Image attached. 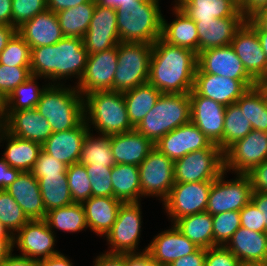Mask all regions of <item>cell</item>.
I'll return each mask as SVG.
<instances>
[{
    "instance_id": "obj_9",
    "label": "cell",
    "mask_w": 267,
    "mask_h": 266,
    "mask_svg": "<svg viewBox=\"0 0 267 266\" xmlns=\"http://www.w3.org/2000/svg\"><path fill=\"white\" fill-rule=\"evenodd\" d=\"M223 171L213 180L206 212L211 215L227 211H240L251 201L252 185L247 174H236L235 179L225 181Z\"/></svg>"
},
{
    "instance_id": "obj_4",
    "label": "cell",
    "mask_w": 267,
    "mask_h": 266,
    "mask_svg": "<svg viewBox=\"0 0 267 266\" xmlns=\"http://www.w3.org/2000/svg\"><path fill=\"white\" fill-rule=\"evenodd\" d=\"M49 84L42 92L37 111L47 119L53 132L75 128L84 119V99L76 86Z\"/></svg>"
},
{
    "instance_id": "obj_73",
    "label": "cell",
    "mask_w": 267,
    "mask_h": 266,
    "mask_svg": "<svg viewBox=\"0 0 267 266\" xmlns=\"http://www.w3.org/2000/svg\"><path fill=\"white\" fill-rule=\"evenodd\" d=\"M231 1H233L239 7V10H240V8H241V1L242 0H231Z\"/></svg>"
},
{
    "instance_id": "obj_31",
    "label": "cell",
    "mask_w": 267,
    "mask_h": 266,
    "mask_svg": "<svg viewBox=\"0 0 267 266\" xmlns=\"http://www.w3.org/2000/svg\"><path fill=\"white\" fill-rule=\"evenodd\" d=\"M174 5L172 11L176 18L168 23L162 17L161 39L172 46L185 47L198 54L199 37L196 23L176 4Z\"/></svg>"
},
{
    "instance_id": "obj_28",
    "label": "cell",
    "mask_w": 267,
    "mask_h": 266,
    "mask_svg": "<svg viewBox=\"0 0 267 266\" xmlns=\"http://www.w3.org/2000/svg\"><path fill=\"white\" fill-rule=\"evenodd\" d=\"M245 21L244 17H224L195 22L199 37V52L230 45L235 32Z\"/></svg>"
},
{
    "instance_id": "obj_27",
    "label": "cell",
    "mask_w": 267,
    "mask_h": 266,
    "mask_svg": "<svg viewBox=\"0 0 267 266\" xmlns=\"http://www.w3.org/2000/svg\"><path fill=\"white\" fill-rule=\"evenodd\" d=\"M115 164L139 166L155 147V144L137 130L110 136Z\"/></svg>"
},
{
    "instance_id": "obj_35",
    "label": "cell",
    "mask_w": 267,
    "mask_h": 266,
    "mask_svg": "<svg viewBox=\"0 0 267 266\" xmlns=\"http://www.w3.org/2000/svg\"><path fill=\"white\" fill-rule=\"evenodd\" d=\"M196 246L214 247L212 215L208 212L187 215L173 223Z\"/></svg>"
},
{
    "instance_id": "obj_34",
    "label": "cell",
    "mask_w": 267,
    "mask_h": 266,
    "mask_svg": "<svg viewBox=\"0 0 267 266\" xmlns=\"http://www.w3.org/2000/svg\"><path fill=\"white\" fill-rule=\"evenodd\" d=\"M113 197L123 203L141 202L140 176L137 165L115 164L111 171Z\"/></svg>"
},
{
    "instance_id": "obj_52",
    "label": "cell",
    "mask_w": 267,
    "mask_h": 266,
    "mask_svg": "<svg viewBox=\"0 0 267 266\" xmlns=\"http://www.w3.org/2000/svg\"><path fill=\"white\" fill-rule=\"evenodd\" d=\"M205 266H242V264L225 246H215L206 249Z\"/></svg>"
},
{
    "instance_id": "obj_69",
    "label": "cell",
    "mask_w": 267,
    "mask_h": 266,
    "mask_svg": "<svg viewBox=\"0 0 267 266\" xmlns=\"http://www.w3.org/2000/svg\"><path fill=\"white\" fill-rule=\"evenodd\" d=\"M251 19L261 28L267 31V8L258 11Z\"/></svg>"
},
{
    "instance_id": "obj_5",
    "label": "cell",
    "mask_w": 267,
    "mask_h": 266,
    "mask_svg": "<svg viewBox=\"0 0 267 266\" xmlns=\"http://www.w3.org/2000/svg\"><path fill=\"white\" fill-rule=\"evenodd\" d=\"M159 0L121 5L116 9L120 42L154 44L162 34Z\"/></svg>"
},
{
    "instance_id": "obj_36",
    "label": "cell",
    "mask_w": 267,
    "mask_h": 266,
    "mask_svg": "<svg viewBox=\"0 0 267 266\" xmlns=\"http://www.w3.org/2000/svg\"><path fill=\"white\" fill-rule=\"evenodd\" d=\"M161 94L162 93L149 82L123 93L128 118L134 128L154 107Z\"/></svg>"
},
{
    "instance_id": "obj_12",
    "label": "cell",
    "mask_w": 267,
    "mask_h": 266,
    "mask_svg": "<svg viewBox=\"0 0 267 266\" xmlns=\"http://www.w3.org/2000/svg\"><path fill=\"white\" fill-rule=\"evenodd\" d=\"M212 182L174 183L163 201L172 224L184 216L206 212Z\"/></svg>"
},
{
    "instance_id": "obj_15",
    "label": "cell",
    "mask_w": 267,
    "mask_h": 266,
    "mask_svg": "<svg viewBox=\"0 0 267 266\" xmlns=\"http://www.w3.org/2000/svg\"><path fill=\"white\" fill-rule=\"evenodd\" d=\"M55 235L45 220H29L13 235V244L21 256L39 261L60 253L54 249Z\"/></svg>"
},
{
    "instance_id": "obj_29",
    "label": "cell",
    "mask_w": 267,
    "mask_h": 266,
    "mask_svg": "<svg viewBox=\"0 0 267 266\" xmlns=\"http://www.w3.org/2000/svg\"><path fill=\"white\" fill-rule=\"evenodd\" d=\"M122 203L113 196H91L82 202L89 230L104 237L115 223Z\"/></svg>"
},
{
    "instance_id": "obj_70",
    "label": "cell",
    "mask_w": 267,
    "mask_h": 266,
    "mask_svg": "<svg viewBox=\"0 0 267 266\" xmlns=\"http://www.w3.org/2000/svg\"><path fill=\"white\" fill-rule=\"evenodd\" d=\"M6 120V101L5 98L0 94V129L3 128Z\"/></svg>"
},
{
    "instance_id": "obj_53",
    "label": "cell",
    "mask_w": 267,
    "mask_h": 266,
    "mask_svg": "<svg viewBox=\"0 0 267 266\" xmlns=\"http://www.w3.org/2000/svg\"><path fill=\"white\" fill-rule=\"evenodd\" d=\"M240 225L256 232H266L262 212L250 201L240 210Z\"/></svg>"
},
{
    "instance_id": "obj_58",
    "label": "cell",
    "mask_w": 267,
    "mask_h": 266,
    "mask_svg": "<svg viewBox=\"0 0 267 266\" xmlns=\"http://www.w3.org/2000/svg\"><path fill=\"white\" fill-rule=\"evenodd\" d=\"M93 263H94L93 266H126L125 253L123 254L102 253L96 257Z\"/></svg>"
},
{
    "instance_id": "obj_50",
    "label": "cell",
    "mask_w": 267,
    "mask_h": 266,
    "mask_svg": "<svg viewBox=\"0 0 267 266\" xmlns=\"http://www.w3.org/2000/svg\"><path fill=\"white\" fill-rule=\"evenodd\" d=\"M30 75V67H10L0 64V94L6 99Z\"/></svg>"
},
{
    "instance_id": "obj_26",
    "label": "cell",
    "mask_w": 267,
    "mask_h": 266,
    "mask_svg": "<svg viewBox=\"0 0 267 266\" xmlns=\"http://www.w3.org/2000/svg\"><path fill=\"white\" fill-rule=\"evenodd\" d=\"M6 191L21 206L29 220H44L46 210L41 196L39 182L30 172H21Z\"/></svg>"
},
{
    "instance_id": "obj_7",
    "label": "cell",
    "mask_w": 267,
    "mask_h": 266,
    "mask_svg": "<svg viewBox=\"0 0 267 266\" xmlns=\"http://www.w3.org/2000/svg\"><path fill=\"white\" fill-rule=\"evenodd\" d=\"M151 53L149 43L120 42L117 45L114 91L124 93L148 82Z\"/></svg>"
},
{
    "instance_id": "obj_65",
    "label": "cell",
    "mask_w": 267,
    "mask_h": 266,
    "mask_svg": "<svg viewBox=\"0 0 267 266\" xmlns=\"http://www.w3.org/2000/svg\"><path fill=\"white\" fill-rule=\"evenodd\" d=\"M17 32L14 26L0 24V53L5 49L8 41Z\"/></svg>"
},
{
    "instance_id": "obj_47",
    "label": "cell",
    "mask_w": 267,
    "mask_h": 266,
    "mask_svg": "<svg viewBox=\"0 0 267 266\" xmlns=\"http://www.w3.org/2000/svg\"><path fill=\"white\" fill-rule=\"evenodd\" d=\"M215 246H225L240 225V211H227L212 215Z\"/></svg>"
},
{
    "instance_id": "obj_63",
    "label": "cell",
    "mask_w": 267,
    "mask_h": 266,
    "mask_svg": "<svg viewBox=\"0 0 267 266\" xmlns=\"http://www.w3.org/2000/svg\"><path fill=\"white\" fill-rule=\"evenodd\" d=\"M38 263L39 266H74L72 265L74 263H72L71 260H69L67 256L62 253L39 260Z\"/></svg>"
},
{
    "instance_id": "obj_54",
    "label": "cell",
    "mask_w": 267,
    "mask_h": 266,
    "mask_svg": "<svg viewBox=\"0 0 267 266\" xmlns=\"http://www.w3.org/2000/svg\"><path fill=\"white\" fill-rule=\"evenodd\" d=\"M253 191L267 193V159L254 167L248 174Z\"/></svg>"
},
{
    "instance_id": "obj_59",
    "label": "cell",
    "mask_w": 267,
    "mask_h": 266,
    "mask_svg": "<svg viewBox=\"0 0 267 266\" xmlns=\"http://www.w3.org/2000/svg\"><path fill=\"white\" fill-rule=\"evenodd\" d=\"M266 7L267 0H242L240 11L245 19H249Z\"/></svg>"
},
{
    "instance_id": "obj_6",
    "label": "cell",
    "mask_w": 267,
    "mask_h": 266,
    "mask_svg": "<svg viewBox=\"0 0 267 266\" xmlns=\"http://www.w3.org/2000/svg\"><path fill=\"white\" fill-rule=\"evenodd\" d=\"M190 116L189 93H162L134 129L156 144L167 133L189 123Z\"/></svg>"
},
{
    "instance_id": "obj_56",
    "label": "cell",
    "mask_w": 267,
    "mask_h": 266,
    "mask_svg": "<svg viewBox=\"0 0 267 266\" xmlns=\"http://www.w3.org/2000/svg\"><path fill=\"white\" fill-rule=\"evenodd\" d=\"M205 258L206 249L198 248L194 253L176 259L169 266H205Z\"/></svg>"
},
{
    "instance_id": "obj_48",
    "label": "cell",
    "mask_w": 267,
    "mask_h": 266,
    "mask_svg": "<svg viewBox=\"0 0 267 266\" xmlns=\"http://www.w3.org/2000/svg\"><path fill=\"white\" fill-rule=\"evenodd\" d=\"M85 168L91 181V196H113L112 167L85 165Z\"/></svg>"
},
{
    "instance_id": "obj_74",
    "label": "cell",
    "mask_w": 267,
    "mask_h": 266,
    "mask_svg": "<svg viewBox=\"0 0 267 266\" xmlns=\"http://www.w3.org/2000/svg\"><path fill=\"white\" fill-rule=\"evenodd\" d=\"M259 85L264 88L267 92V83H259Z\"/></svg>"
},
{
    "instance_id": "obj_66",
    "label": "cell",
    "mask_w": 267,
    "mask_h": 266,
    "mask_svg": "<svg viewBox=\"0 0 267 266\" xmlns=\"http://www.w3.org/2000/svg\"><path fill=\"white\" fill-rule=\"evenodd\" d=\"M256 33L267 58V31L261 29L251 18L245 21Z\"/></svg>"
},
{
    "instance_id": "obj_71",
    "label": "cell",
    "mask_w": 267,
    "mask_h": 266,
    "mask_svg": "<svg viewBox=\"0 0 267 266\" xmlns=\"http://www.w3.org/2000/svg\"><path fill=\"white\" fill-rule=\"evenodd\" d=\"M0 238H13V235L1 221H0Z\"/></svg>"
},
{
    "instance_id": "obj_55",
    "label": "cell",
    "mask_w": 267,
    "mask_h": 266,
    "mask_svg": "<svg viewBox=\"0 0 267 266\" xmlns=\"http://www.w3.org/2000/svg\"><path fill=\"white\" fill-rule=\"evenodd\" d=\"M145 247L141 252L125 253L126 266H163L158 261L153 260L151 254Z\"/></svg>"
},
{
    "instance_id": "obj_32",
    "label": "cell",
    "mask_w": 267,
    "mask_h": 266,
    "mask_svg": "<svg viewBox=\"0 0 267 266\" xmlns=\"http://www.w3.org/2000/svg\"><path fill=\"white\" fill-rule=\"evenodd\" d=\"M3 140L8 142L2 157L6 163L21 172L31 171L42 145L11 135L2 128L0 129V143Z\"/></svg>"
},
{
    "instance_id": "obj_18",
    "label": "cell",
    "mask_w": 267,
    "mask_h": 266,
    "mask_svg": "<svg viewBox=\"0 0 267 266\" xmlns=\"http://www.w3.org/2000/svg\"><path fill=\"white\" fill-rule=\"evenodd\" d=\"M258 85L255 80H234L207 73H195L194 90L203 97L228 106L249 89Z\"/></svg>"
},
{
    "instance_id": "obj_23",
    "label": "cell",
    "mask_w": 267,
    "mask_h": 266,
    "mask_svg": "<svg viewBox=\"0 0 267 266\" xmlns=\"http://www.w3.org/2000/svg\"><path fill=\"white\" fill-rule=\"evenodd\" d=\"M89 131V127L83 119L75 128L53 132L42 144V149L67 166L78 163L84 138Z\"/></svg>"
},
{
    "instance_id": "obj_25",
    "label": "cell",
    "mask_w": 267,
    "mask_h": 266,
    "mask_svg": "<svg viewBox=\"0 0 267 266\" xmlns=\"http://www.w3.org/2000/svg\"><path fill=\"white\" fill-rule=\"evenodd\" d=\"M17 33L30 48L50 46L64 37L56 13L45 10L17 28Z\"/></svg>"
},
{
    "instance_id": "obj_1",
    "label": "cell",
    "mask_w": 267,
    "mask_h": 266,
    "mask_svg": "<svg viewBox=\"0 0 267 266\" xmlns=\"http://www.w3.org/2000/svg\"><path fill=\"white\" fill-rule=\"evenodd\" d=\"M197 53L161 38L152 44L149 80L161 93L184 94L194 88Z\"/></svg>"
},
{
    "instance_id": "obj_14",
    "label": "cell",
    "mask_w": 267,
    "mask_h": 266,
    "mask_svg": "<svg viewBox=\"0 0 267 266\" xmlns=\"http://www.w3.org/2000/svg\"><path fill=\"white\" fill-rule=\"evenodd\" d=\"M117 66V46L88 55L84 75L76 84L77 90L83 97L94 91H114Z\"/></svg>"
},
{
    "instance_id": "obj_57",
    "label": "cell",
    "mask_w": 267,
    "mask_h": 266,
    "mask_svg": "<svg viewBox=\"0 0 267 266\" xmlns=\"http://www.w3.org/2000/svg\"><path fill=\"white\" fill-rule=\"evenodd\" d=\"M21 171L9 166L1 157L0 159V190H6L20 175Z\"/></svg>"
},
{
    "instance_id": "obj_39",
    "label": "cell",
    "mask_w": 267,
    "mask_h": 266,
    "mask_svg": "<svg viewBox=\"0 0 267 266\" xmlns=\"http://www.w3.org/2000/svg\"><path fill=\"white\" fill-rule=\"evenodd\" d=\"M44 220L52 231L58 229L76 233L88 228L84 208L81 203L76 202L49 210Z\"/></svg>"
},
{
    "instance_id": "obj_72",
    "label": "cell",
    "mask_w": 267,
    "mask_h": 266,
    "mask_svg": "<svg viewBox=\"0 0 267 266\" xmlns=\"http://www.w3.org/2000/svg\"><path fill=\"white\" fill-rule=\"evenodd\" d=\"M242 266H267V260L248 262L243 264Z\"/></svg>"
},
{
    "instance_id": "obj_49",
    "label": "cell",
    "mask_w": 267,
    "mask_h": 266,
    "mask_svg": "<svg viewBox=\"0 0 267 266\" xmlns=\"http://www.w3.org/2000/svg\"><path fill=\"white\" fill-rule=\"evenodd\" d=\"M47 10V0H12V26L16 29Z\"/></svg>"
},
{
    "instance_id": "obj_38",
    "label": "cell",
    "mask_w": 267,
    "mask_h": 266,
    "mask_svg": "<svg viewBox=\"0 0 267 266\" xmlns=\"http://www.w3.org/2000/svg\"><path fill=\"white\" fill-rule=\"evenodd\" d=\"M252 129L267 132V92L259 84L249 88L237 101Z\"/></svg>"
},
{
    "instance_id": "obj_33",
    "label": "cell",
    "mask_w": 267,
    "mask_h": 266,
    "mask_svg": "<svg viewBox=\"0 0 267 266\" xmlns=\"http://www.w3.org/2000/svg\"><path fill=\"white\" fill-rule=\"evenodd\" d=\"M176 5L194 22L224 17H244L231 0H179Z\"/></svg>"
},
{
    "instance_id": "obj_46",
    "label": "cell",
    "mask_w": 267,
    "mask_h": 266,
    "mask_svg": "<svg viewBox=\"0 0 267 266\" xmlns=\"http://www.w3.org/2000/svg\"><path fill=\"white\" fill-rule=\"evenodd\" d=\"M67 180L73 202L82 203L91 197V181L85 165L78 162L67 167Z\"/></svg>"
},
{
    "instance_id": "obj_42",
    "label": "cell",
    "mask_w": 267,
    "mask_h": 266,
    "mask_svg": "<svg viewBox=\"0 0 267 266\" xmlns=\"http://www.w3.org/2000/svg\"><path fill=\"white\" fill-rule=\"evenodd\" d=\"M252 130V125L244 112H241L237 103H232L225 110L223 139L218 147L225 152L231 145L246 137Z\"/></svg>"
},
{
    "instance_id": "obj_40",
    "label": "cell",
    "mask_w": 267,
    "mask_h": 266,
    "mask_svg": "<svg viewBox=\"0 0 267 266\" xmlns=\"http://www.w3.org/2000/svg\"><path fill=\"white\" fill-rule=\"evenodd\" d=\"M36 178L39 182L46 212L74 203L70 194L67 175H45Z\"/></svg>"
},
{
    "instance_id": "obj_64",
    "label": "cell",
    "mask_w": 267,
    "mask_h": 266,
    "mask_svg": "<svg viewBox=\"0 0 267 266\" xmlns=\"http://www.w3.org/2000/svg\"><path fill=\"white\" fill-rule=\"evenodd\" d=\"M0 24L12 26V0H0Z\"/></svg>"
},
{
    "instance_id": "obj_61",
    "label": "cell",
    "mask_w": 267,
    "mask_h": 266,
    "mask_svg": "<svg viewBox=\"0 0 267 266\" xmlns=\"http://www.w3.org/2000/svg\"><path fill=\"white\" fill-rule=\"evenodd\" d=\"M0 266H39V263L38 260L11 253L0 263Z\"/></svg>"
},
{
    "instance_id": "obj_67",
    "label": "cell",
    "mask_w": 267,
    "mask_h": 266,
    "mask_svg": "<svg viewBox=\"0 0 267 266\" xmlns=\"http://www.w3.org/2000/svg\"><path fill=\"white\" fill-rule=\"evenodd\" d=\"M144 0H95L96 4L118 9L121 5L141 4Z\"/></svg>"
},
{
    "instance_id": "obj_19",
    "label": "cell",
    "mask_w": 267,
    "mask_h": 266,
    "mask_svg": "<svg viewBox=\"0 0 267 266\" xmlns=\"http://www.w3.org/2000/svg\"><path fill=\"white\" fill-rule=\"evenodd\" d=\"M195 73H207L234 80H254L231 45L210 48L197 54Z\"/></svg>"
},
{
    "instance_id": "obj_45",
    "label": "cell",
    "mask_w": 267,
    "mask_h": 266,
    "mask_svg": "<svg viewBox=\"0 0 267 266\" xmlns=\"http://www.w3.org/2000/svg\"><path fill=\"white\" fill-rule=\"evenodd\" d=\"M0 64L10 67H30L31 48L17 32L0 53Z\"/></svg>"
},
{
    "instance_id": "obj_68",
    "label": "cell",
    "mask_w": 267,
    "mask_h": 266,
    "mask_svg": "<svg viewBox=\"0 0 267 266\" xmlns=\"http://www.w3.org/2000/svg\"><path fill=\"white\" fill-rule=\"evenodd\" d=\"M13 238H0V263L13 252Z\"/></svg>"
},
{
    "instance_id": "obj_3",
    "label": "cell",
    "mask_w": 267,
    "mask_h": 266,
    "mask_svg": "<svg viewBox=\"0 0 267 266\" xmlns=\"http://www.w3.org/2000/svg\"><path fill=\"white\" fill-rule=\"evenodd\" d=\"M84 120L89 130L105 136L134 130L129 121L124 95L112 90L94 91L83 97ZM90 123V124H89Z\"/></svg>"
},
{
    "instance_id": "obj_41",
    "label": "cell",
    "mask_w": 267,
    "mask_h": 266,
    "mask_svg": "<svg viewBox=\"0 0 267 266\" xmlns=\"http://www.w3.org/2000/svg\"><path fill=\"white\" fill-rule=\"evenodd\" d=\"M91 130L86 134L79 162L84 165H99L113 167L115 165L114 156L111 150L110 136L99 134L95 136Z\"/></svg>"
},
{
    "instance_id": "obj_51",
    "label": "cell",
    "mask_w": 267,
    "mask_h": 266,
    "mask_svg": "<svg viewBox=\"0 0 267 266\" xmlns=\"http://www.w3.org/2000/svg\"><path fill=\"white\" fill-rule=\"evenodd\" d=\"M67 165L55 159L41 149L36 163L30 171L35 177H44L45 175H66Z\"/></svg>"
},
{
    "instance_id": "obj_11",
    "label": "cell",
    "mask_w": 267,
    "mask_h": 266,
    "mask_svg": "<svg viewBox=\"0 0 267 266\" xmlns=\"http://www.w3.org/2000/svg\"><path fill=\"white\" fill-rule=\"evenodd\" d=\"M138 168L142 197H159L163 202L175 183L174 161L154 147Z\"/></svg>"
},
{
    "instance_id": "obj_2",
    "label": "cell",
    "mask_w": 267,
    "mask_h": 266,
    "mask_svg": "<svg viewBox=\"0 0 267 266\" xmlns=\"http://www.w3.org/2000/svg\"><path fill=\"white\" fill-rule=\"evenodd\" d=\"M88 52L80 38L64 36L56 44L31 48V75L49 79L53 84L60 80L84 75ZM56 81V82H55ZM58 81V82H57ZM62 82V83H60Z\"/></svg>"
},
{
    "instance_id": "obj_22",
    "label": "cell",
    "mask_w": 267,
    "mask_h": 266,
    "mask_svg": "<svg viewBox=\"0 0 267 266\" xmlns=\"http://www.w3.org/2000/svg\"><path fill=\"white\" fill-rule=\"evenodd\" d=\"M3 129L16 137L41 145L52 135L51 125L36 108L6 112Z\"/></svg>"
},
{
    "instance_id": "obj_10",
    "label": "cell",
    "mask_w": 267,
    "mask_h": 266,
    "mask_svg": "<svg viewBox=\"0 0 267 266\" xmlns=\"http://www.w3.org/2000/svg\"><path fill=\"white\" fill-rule=\"evenodd\" d=\"M140 202L122 203L111 230L104 236L110 249L108 254L138 252L142 227ZM137 250V251H136Z\"/></svg>"
},
{
    "instance_id": "obj_21",
    "label": "cell",
    "mask_w": 267,
    "mask_h": 266,
    "mask_svg": "<svg viewBox=\"0 0 267 266\" xmlns=\"http://www.w3.org/2000/svg\"><path fill=\"white\" fill-rule=\"evenodd\" d=\"M155 147L172 161L178 160L193 151L219 148L218 145L211 143L191 121L164 135L155 144Z\"/></svg>"
},
{
    "instance_id": "obj_24",
    "label": "cell",
    "mask_w": 267,
    "mask_h": 266,
    "mask_svg": "<svg viewBox=\"0 0 267 266\" xmlns=\"http://www.w3.org/2000/svg\"><path fill=\"white\" fill-rule=\"evenodd\" d=\"M147 250L153 260L163 266H169L173 261L194 253L199 247L183 235L173 224L170 229L154 236Z\"/></svg>"
},
{
    "instance_id": "obj_37",
    "label": "cell",
    "mask_w": 267,
    "mask_h": 266,
    "mask_svg": "<svg viewBox=\"0 0 267 266\" xmlns=\"http://www.w3.org/2000/svg\"><path fill=\"white\" fill-rule=\"evenodd\" d=\"M96 6L95 0L56 13L64 36L83 39Z\"/></svg>"
},
{
    "instance_id": "obj_75",
    "label": "cell",
    "mask_w": 267,
    "mask_h": 266,
    "mask_svg": "<svg viewBox=\"0 0 267 266\" xmlns=\"http://www.w3.org/2000/svg\"><path fill=\"white\" fill-rule=\"evenodd\" d=\"M260 83H267V74L266 76L262 79V81Z\"/></svg>"
},
{
    "instance_id": "obj_44",
    "label": "cell",
    "mask_w": 267,
    "mask_h": 266,
    "mask_svg": "<svg viewBox=\"0 0 267 266\" xmlns=\"http://www.w3.org/2000/svg\"><path fill=\"white\" fill-rule=\"evenodd\" d=\"M0 221L12 235L29 221L21 206L6 190H0Z\"/></svg>"
},
{
    "instance_id": "obj_62",
    "label": "cell",
    "mask_w": 267,
    "mask_h": 266,
    "mask_svg": "<svg viewBox=\"0 0 267 266\" xmlns=\"http://www.w3.org/2000/svg\"><path fill=\"white\" fill-rule=\"evenodd\" d=\"M251 202L262 212L263 221L266 227L267 233V193L253 191L251 196Z\"/></svg>"
},
{
    "instance_id": "obj_20",
    "label": "cell",
    "mask_w": 267,
    "mask_h": 266,
    "mask_svg": "<svg viewBox=\"0 0 267 266\" xmlns=\"http://www.w3.org/2000/svg\"><path fill=\"white\" fill-rule=\"evenodd\" d=\"M230 45L247 73L259 84L267 74V58L257 33L244 22L235 32Z\"/></svg>"
},
{
    "instance_id": "obj_13",
    "label": "cell",
    "mask_w": 267,
    "mask_h": 266,
    "mask_svg": "<svg viewBox=\"0 0 267 266\" xmlns=\"http://www.w3.org/2000/svg\"><path fill=\"white\" fill-rule=\"evenodd\" d=\"M267 159V132L252 130L224 152V171L248 174Z\"/></svg>"
},
{
    "instance_id": "obj_8",
    "label": "cell",
    "mask_w": 267,
    "mask_h": 266,
    "mask_svg": "<svg viewBox=\"0 0 267 266\" xmlns=\"http://www.w3.org/2000/svg\"><path fill=\"white\" fill-rule=\"evenodd\" d=\"M224 171V152L205 148L174 161L175 183L213 181Z\"/></svg>"
},
{
    "instance_id": "obj_60",
    "label": "cell",
    "mask_w": 267,
    "mask_h": 266,
    "mask_svg": "<svg viewBox=\"0 0 267 266\" xmlns=\"http://www.w3.org/2000/svg\"><path fill=\"white\" fill-rule=\"evenodd\" d=\"M91 0H47V9L58 13L64 9L76 7Z\"/></svg>"
},
{
    "instance_id": "obj_17",
    "label": "cell",
    "mask_w": 267,
    "mask_h": 266,
    "mask_svg": "<svg viewBox=\"0 0 267 266\" xmlns=\"http://www.w3.org/2000/svg\"><path fill=\"white\" fill-rule=\"evenodd\" d=\"M190 121L213 144L218 145L223 139L226 106L200 96L194 89L189 93Z\"/></svg>"
},
{
    "instance_id": "obj_30",
    "label": "cell",
    "mask_w": 267,
    "mask_h": 266,
    "mask_svg": "<svg viewBox=\"0 0 267 266\" xmlns=\"http://www.w3.org/2000/svg\"><path fill=\"white\" fill-rule=\"evenodd\" d=\"M225 247L242 265L267 260V233L252 231L240 226Z\"/></svg>"
},
{
    "instance_id": "obj_16",
    "label": "cell",
    "mask_w": 267,
    "mask_h": 266,
    "mask_svg": "<svg viewBox=\"0 0 267 266\" xmlns=\"http://www.w3.org/2000/svg\"><path fill=\"white\" fill-rule=\"evenodd\" d=\"M82 40L88 55L117 46L120 38L116 9L96 4L88 31Z\"/></svg>"
},
{
    "instance_id": "obj_43",
    "label": "cell",
    "mask_w": 267,
    "mask_h": 266,
    "mask_svg": "<svg viewBox=\"0 0 267 266\" xmlns=\"http://www.w3.org/2000/svg\"><path fill=\"white\" fill-rule=\"evenodd\" d=\"M37 79H39V77L30 75L25 82L14 89V91L5 99L6 112H16L19 110L36 108L42 92L49 84H52L49 82L40 88L39 85H37Z\"/></svg>"
}]
</instances>
